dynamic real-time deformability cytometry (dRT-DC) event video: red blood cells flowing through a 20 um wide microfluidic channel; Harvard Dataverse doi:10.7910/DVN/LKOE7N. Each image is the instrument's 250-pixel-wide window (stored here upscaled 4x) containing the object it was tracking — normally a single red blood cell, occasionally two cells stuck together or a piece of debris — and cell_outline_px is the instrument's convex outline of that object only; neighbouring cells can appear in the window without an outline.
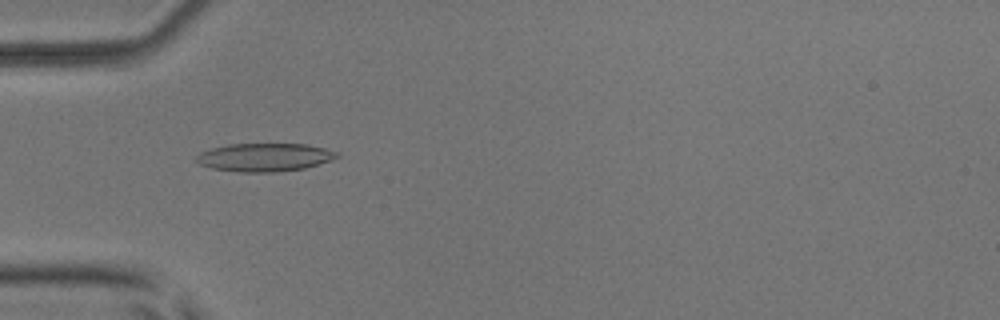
{"species": "common noctule bat (a hibernating species)", "species_latin": "Nyctalus noctula", "temperature_condition": "room temperature", "stored_images_in_passage": 53, "camera_frame_rate_fps": 3000, "um_per_image_px": 0.085, "animal": {"sex": "male", "body_mass_g": 17.9, "forearm_length_mm": 54.2}, "frame": {"image": 1, "passage_image": 17, "time_ms": 5.333, "image_size_px": [1000, 320], "cell_outline_px": [[340, 156], [332, 160], [304, 168], [276, 172], [240, 172], [212, 168], [200, 164], [196, 160], [196, 156], [200, 152], [212, 148], [228, 144], [308, 144], [340, 152]], "centroid_in_image_um": [22.52, 13.36], "position_along_channel_um": 62.5, "area_um2": 23.12}}
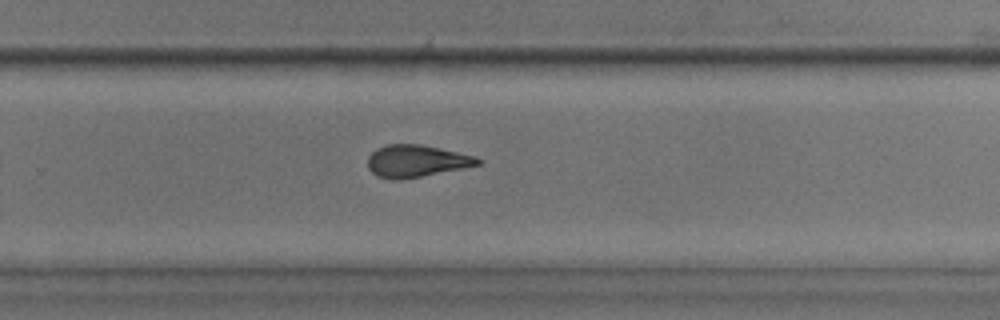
{"frame": {"image": 2, "passage_image": 35, "time_ms": 11.333, "image_size_px": [1000, 320], "cell_outline_px": [[484, 160], [480, 164], [420, 176], [396, 180], [392, 180], [376, 176], [368, 168], [368, 156], [376, 148], [388, 144], [420, 144], [476, 156]], "centroid_in_image_um": [35.35, 13.68], "position_along_channel_um": 294.4, "area_um2": 20.4}}
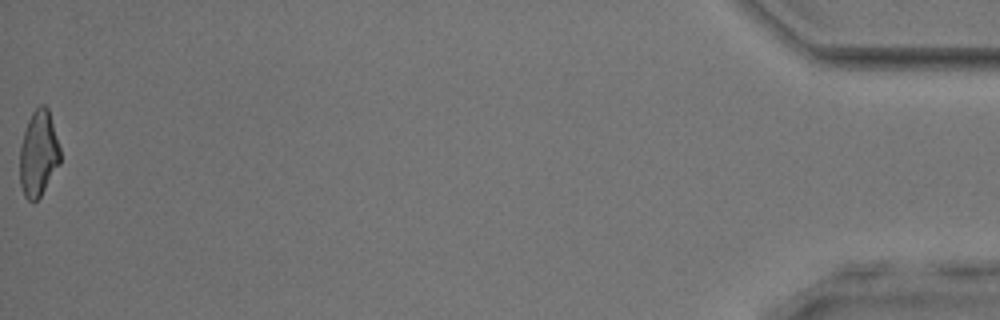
{"frame": {"image": 3, "passage_image": 53, "time_ms": 17.333, "image_size_px": [1000, 320], "cell_outline_px": [[60, 164], [40, 196], [36, 200], [28, 200], [24, 196], [20, 184], [20, 148], [24, 132], [28, 120], [32, 112], [40, 104], [44, 104], [48, 108], [60, 148]], "centroid_in_image_um": [3.27, 13.05], "position_along_channel_um": 431.9, "area_um2": 20.06}, "authors_computed_cell_mechanics": {"area_um2": 21.1548, "velocity_mm_per_s": 3.9276, "shape_relaxation_time_tau1_ms": null, "shape_relaxation_time_tau2_ms": 2.3422, "deformation_change_tau1": null, "deformation_change_tau2": 0.1107}}